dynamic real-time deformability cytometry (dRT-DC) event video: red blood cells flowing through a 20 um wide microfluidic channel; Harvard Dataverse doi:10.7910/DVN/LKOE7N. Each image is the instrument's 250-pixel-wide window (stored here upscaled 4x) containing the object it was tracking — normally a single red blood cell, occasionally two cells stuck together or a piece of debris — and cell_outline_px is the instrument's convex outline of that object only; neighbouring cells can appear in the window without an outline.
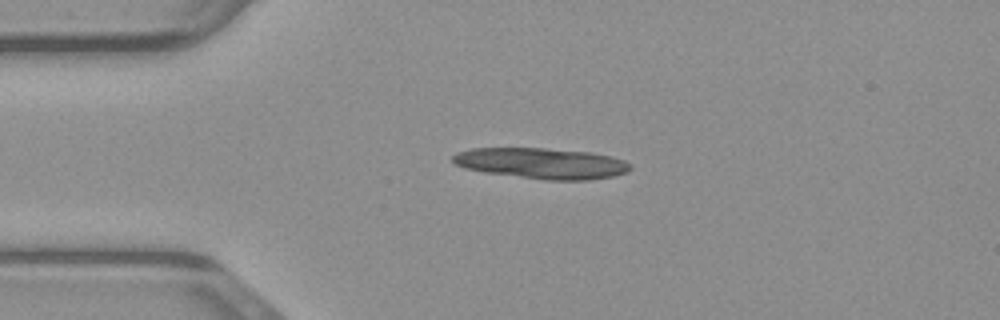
{"species": "common noctule bat (a hibernating species)", "species_latin": "Nyctalus noctula", "temperature_condition": "warm", "stored_images_in_passage": 8, "camera_frame_rate_fps": 3000, "um_per_image_px": 0.085, "animal": {"sex": "male", "body_mass_g": 23.1, "forearm_length_mm": 52.7}, "frame": {"image": 1, "passage_image": 1, "time_ms": 0.0, "image_size_px": [1000, 320], "cell_outline_px": [[628, 168], [620, 172], [608, 176], [532, 176], [500, 172], [472, 168], [460, 164], [452, 160], [456, 156], [464, 152], [484, 148], [536, 148], [576, 152], [604, 156], [628, 164]], "centroid_in_image_um": [45.92, 13.8], "position_along_channel_um": 39.1, "area_um2": 26.93}}